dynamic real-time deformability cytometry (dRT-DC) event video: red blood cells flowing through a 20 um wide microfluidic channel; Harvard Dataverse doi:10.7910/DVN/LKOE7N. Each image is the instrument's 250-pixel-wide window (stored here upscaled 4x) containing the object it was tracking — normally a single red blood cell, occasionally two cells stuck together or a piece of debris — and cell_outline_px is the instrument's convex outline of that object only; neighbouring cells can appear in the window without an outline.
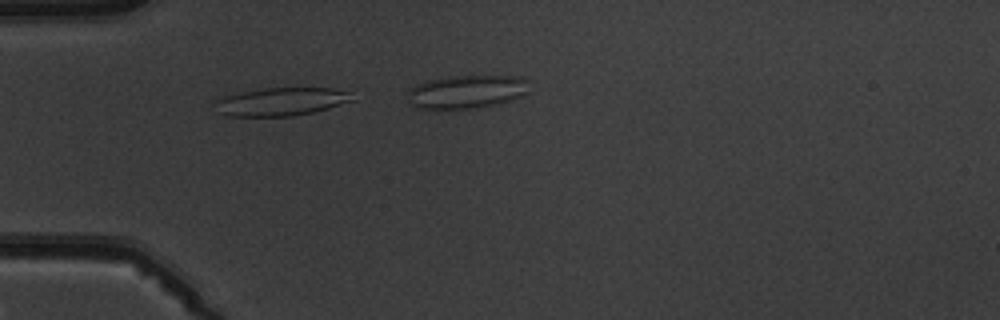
{"species": "common noctule bat (a hibernating species)", "species_latin": "Nyctalus noctula", "temperature_condition": "warm", "stored_images_in_passage": 3, "camera_frame_rate_fps": 3000, "um_per_image_px": 0.085, "animal": {"sex": "male", "body_mass_g": 19.5, "forearm_length_mm": 54.6}, "frame": {"image": 1, "passage_image": 1, "time_ms": 0.0, "image_size_px": [1000, 320], "cell_outline_px": [[356, 100], [328, 108], [312, 112], [292, 116], [224, 116], [216, 112], [212, 100], [224, 96], [264, 88], [332, 88], [348, 92]], "centroid_in_image_um": [23.83, 8.65], "position_along_channel_um": 61.2, "area_um2": 22.6}}
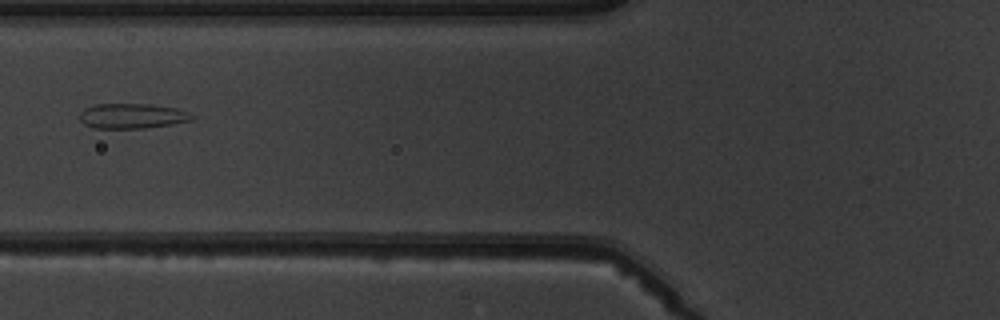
{"frame": {"image": 2, "passage_image": 3, "time_ms": 2.333, "image_size_px": [1000, 320], "cell_outline_px": [[196, 116], [192, 120], [172, 124], [144, 128], [92, 128], [84, 124], [80, 120], [80, 112], [84, 108], [96, 104], [152, 104], [176, 108], [188, 112]], "centroid_in_image_um": [11.23, 9.85], "position_along_channel_um": 114.6, "area_um2": 16.47}}